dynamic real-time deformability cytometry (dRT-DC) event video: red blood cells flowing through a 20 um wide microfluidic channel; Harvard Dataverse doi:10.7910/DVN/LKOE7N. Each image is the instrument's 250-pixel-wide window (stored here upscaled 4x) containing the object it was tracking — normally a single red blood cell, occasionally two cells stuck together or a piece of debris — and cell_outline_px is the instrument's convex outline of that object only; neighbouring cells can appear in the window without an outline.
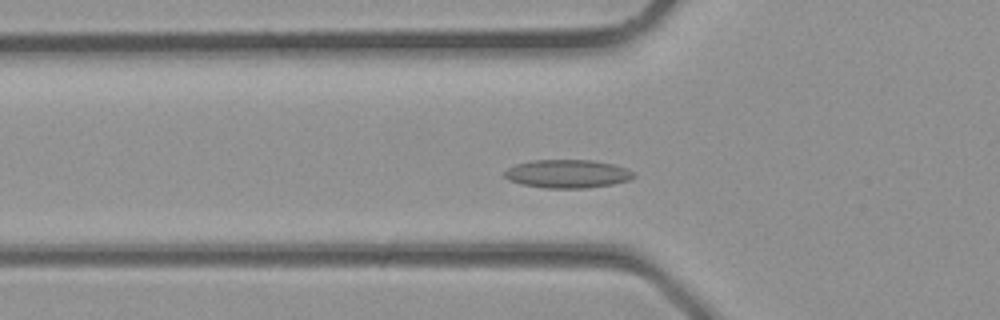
{"species": "common noctule bat (a hibernating species)", "species_latin": "Nyctalus noctula", "temperature_condition": "room temperature", "stored_images_in_passage": 23, "camera_frame_rate_fps": 3000, "um_per_image_px": 0.085, "animal": {"sex": "male", "body_mass_g": 23.1, "forearm_length_mm": 52.7}, "frame": {"image": 1, "passage_image": 5, "time_ms": 1.333, "image_size_px": [1000, 320], "cell_outline_px": [[636, 176], [632, 180], [612, 184], [588, 188], [544, 188], [524, 184], [508, 180], [504, 176], [504, 172], [508, 168], [516, 164], [532, 160], [592, 160], [612, 164], [628, 168], [636, 172]], "centroid_in_image_um": [48.29, 14.77], "position_along_channel_um": 77.5, "area_um2": 21.5}}
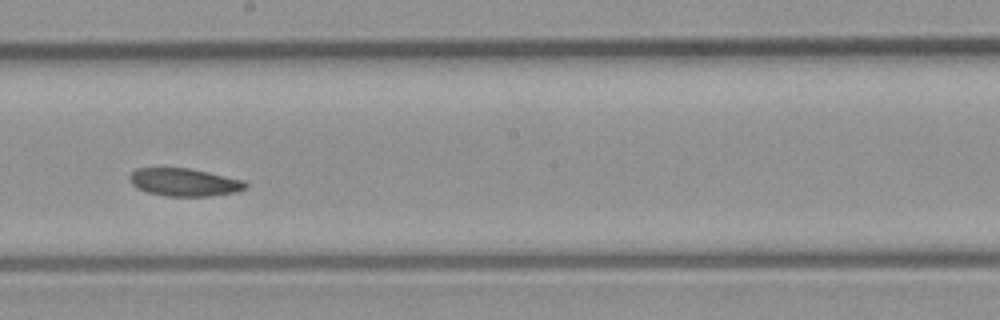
{"frame": {"image": 2, "passage_image": 13, "time_ms": 4.0, "image_size_px": [1000, 320], "cell_outline_px": [[248, 188], [236, 192], [208, 196], [164, 196], [148, 192], [136, 188], [132, 184], [128, 176], [136, 168], [188, 168], [208, 172], [244, 180], [248, 184]], "centroid_in_image_um": [15.67, 15.49], "position_along_channel_um": 232.5, "area_um2": 18.84}}
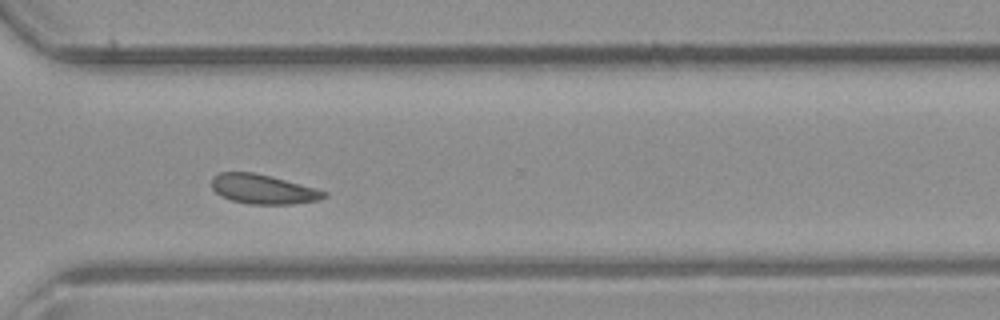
{"frame": {"image": 3, "passage_image": 19, "time_ms": 6.0, "image_size_px": [1000, 320], "cell_outline_px": [[328, 196], [320, 200], [292, 204], [248, 204], [232, 200], [220, 196], [212, 188], [212, 176], [220, 172], [252, 172], [316, 188], [328, 192]], "centroid_in_image_um": [22.36, 16.09], "position_along_channel_um": 348.2, "area_um2": 19.25}}